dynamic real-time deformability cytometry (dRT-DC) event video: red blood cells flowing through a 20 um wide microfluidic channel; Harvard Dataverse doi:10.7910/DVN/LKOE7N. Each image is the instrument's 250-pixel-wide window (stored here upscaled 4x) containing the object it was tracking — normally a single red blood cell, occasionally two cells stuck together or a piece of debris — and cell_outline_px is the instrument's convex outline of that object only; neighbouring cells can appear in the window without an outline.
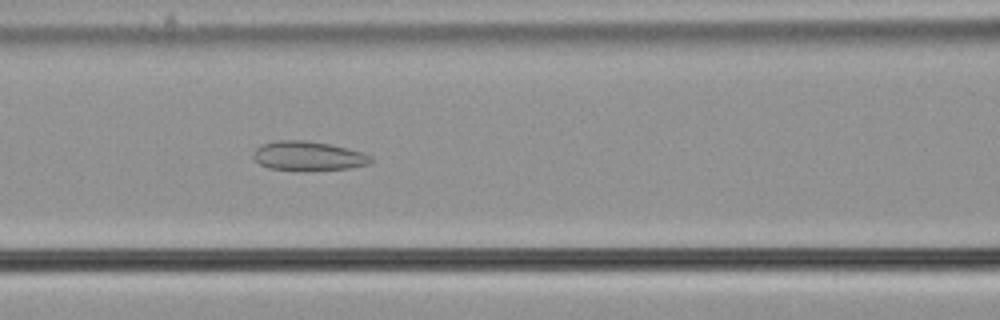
{"species": "common noctule bat (a hibernating species)", "species_latin": "Nyctalus noctula", "temperature_condition": "cold", "stored_images_in_passage": 43, "camera_frame_rate_fps": 3000, "um_per_image_px": 0.085, "animal": {"sex": "male", "body_mass_g": 21.5, "forearm_length_mm": 52.0}, "frame": {"image": 1, "passage_image": 18, "time_ms": 5.667, "image_size_px": [1000, 320], "cell_outline_px": [[372, 160], [368, 164], [352, 168], [304, 172], [296, 172], [268, 168], [260, 164], [252, 156], [256, 148], [260, 144], [276, 140], [304, 140], [328, 144], [348, 148], [372, 156]], "centroid_in_image_um": [26.17, 13.29], "position_along_channel_um": 140.4, "area_um2": 20.58}}
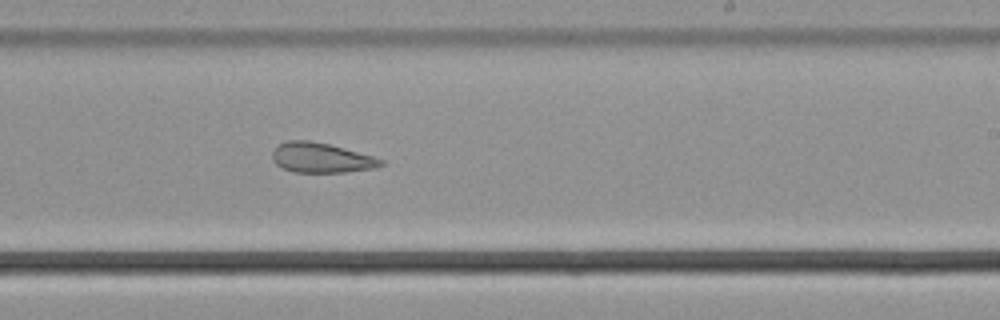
{"frame": {"image": 2, "passage_image": 28, "time_ms": 9.0, "image_size_px": [1000, 320], "cell_outline_px": [[384, 164], [376, 168], [344, 172], [292, 172], [276, 164], [272, 160], [272, 152], [280, 144], [288, 140], [308, 140], [328, 144], [372, 156], [384, 160]], "centroid_in_image_um": [27.29, 13.42], "position_along_channel_um": 261.7, "area_um2": 18.73}}
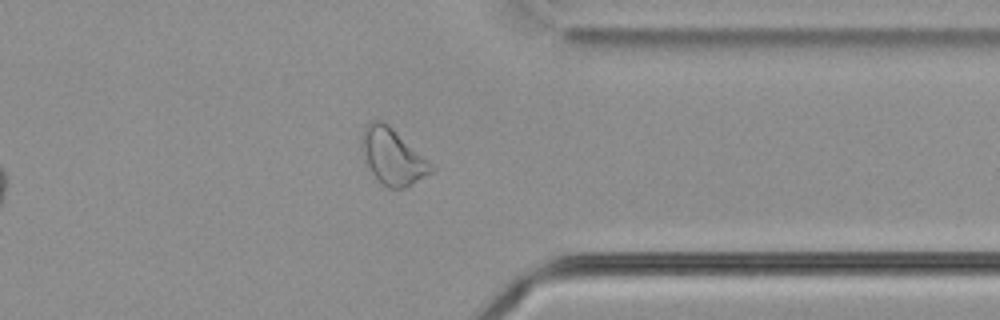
{"frame": {"image": 3, "passage_image": 38, "time_ms": 12.333, "image_size_px": [1000, 320], "cell_outline_px": [[436, 168], [432, 172], [404, 188], [388, 188], [380, 184], [368, 168], [364, 160], [360, 144], [360, 136], [364, 128], [372, 120], [380, 120], [388, 124], [428, 160]], "centroid_in_image_um": [33.33, 13.31], "position_along_channel_um": 378.1, "area_um2": 22.72}}